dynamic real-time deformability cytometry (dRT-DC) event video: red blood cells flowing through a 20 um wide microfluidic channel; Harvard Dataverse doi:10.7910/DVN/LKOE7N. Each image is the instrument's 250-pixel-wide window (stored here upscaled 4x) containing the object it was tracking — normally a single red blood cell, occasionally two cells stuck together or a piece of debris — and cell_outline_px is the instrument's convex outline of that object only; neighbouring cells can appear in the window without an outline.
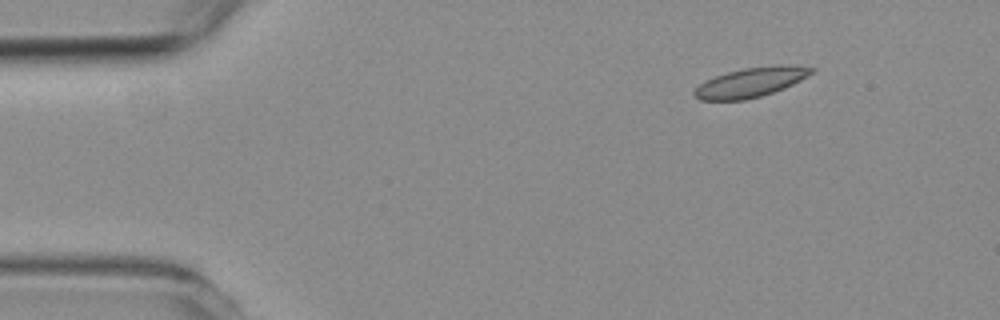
{"species": "common noctule bat (a hibernating species)", "species_latin": "Nyctalus noctula", "temperature_condition": "room temperature", "stored_images_in_passage": 3, "camera_frame_rate_fps": 3000, "um_per_image_px": 0.085, "animal": {"sex": "female", "body_mass_g": 19.3, "forearm_length_mm": 54.1}, "frame": {"image": 1, "passage_image": 1, "time_ms": 0.0, "image_size_px": [1000, 320], "cell_outline_px": [[816, 68], [808, 76], [784, 88], [760, 96], [744, 100], [700, 100], [692, 92], [704, 80], [728, 72], [744, 68], [776, 64], [780, 64]], "centroid_in_image_um": [63.8, 6.99], "position_along_channel_um": 21.2, "area_um2": 20.0}}